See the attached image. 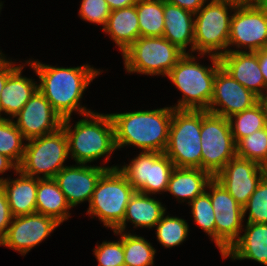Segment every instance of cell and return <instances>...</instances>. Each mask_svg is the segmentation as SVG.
<instances>
[{
	"label": "cell",
	"instance_id": "8992f818",
	"mask_svg": "<svg viewBox=\"0 0 267 266\" xmlns=\"http://www.w3.org/2000/svg\"><path fill=\"white\" fill-rule=\"evenodd\" d=\"M135 190L118 169H107L97 182L87 215L98 217L103 225L114 230L125 216L126 206Z\"/></svg>",
	"mask_w": 267,
	"mask_h": 266
},
{
	"label": "cell",
	"instance_id": "8d00e7d4",
	"mask_svg": "<svg viewBox=\"0 0 267 266\" xmlns=\"http://www.w3.org/2000/svg\"><path fill=\"white\" fill-rule=\"evenodd\" d=\"M111 10L106 0H82L79 17L84 21L102 25V29L107 23Z\"/></svg>",
	"mask_w": 267,
	"mask_h": 266
},
{
	"label": "cell",
	"instance_id": "f35d334b",
	"mask_svg": "<svg viewBox=\"0 0 267 266\" xmlns=\"http://www.w3.org/2000/svg\"><path fill=\"white\" fill-rule=\"evenodd\" d=\"M20 66L15 64V61L8 59H4L0 63V95L1 91L8 79V77Z\"/></svg>",
	"mask_w": 267,
	"mask_h": 266
},
{
	"label": "cell",
	"instance_id": "d590c367",
	"mask_svg": "<svg viewBox=\"0 0 267 266\" xmlns=\"http://www.w3.org/2000/svg\"><path fill=\"white\" fill-rule=\"evenodd\" d=\"M98 261L97 266H125L122 239L117 241H103L93 249Z\"/></svg>",
	"mask_w": 267,
	"mask_h": 266
},
{
	"label": "cell",
	"instance_id": "ab89813d",
	"mask_svg": "<svg viewBox=\"0 0 267 266\" xmlns=\"http://www.w3.org/2000/svg\"><path fill=\"white\" fill-rule=\"evenodd\" d=\"M167 3L177 5L182 9L197 13L208 0H163Z\"/></svg>",
	"mask_w": 267,
	"mask_h": 266
},
{
	"label": "cell",
	"instance_id": "7dc6e473",
	"mask_svg": "<svg viewBox=\"0 0 267 266\" xmlns=\"http://www.w3.org/2000/svg\"><path fill=\"white\" fill-rule=\"evenodd\" d=\"M1 51H2V50H0V63H1L5 58H7V57L5 56V54H3Z\"/></svg>",
	"mask_w": 267,
	"mask_h": 266
},
{
	"label": "cell",
	"instance_id": "44dd1931",
	"mask_svg": "<svg viewBox=\"0 0 267 266\" xmlns=\"http://www.w3.org/2000/svg\"><path fill=\"white\" fill-rule=\"evenodd\" d=\"M163 37L185 54L194 53V13L164 1Z\"/></svg>",
	"mask_w": 267,
	"mask_h": 266
},
{
	"label": "cell",
	"instance_id": "d6986e66",
	"mask_svg": "<svg viewBox=\"0 0 267 266\" xmlns=\"http://www.w3.org/2000/svg\"><path fill=\"white\" fill-rule=\"evenodd\" d=\"M221 67L258 98L265 96V81L256 52H227L220 58Z\"/></svg>",
	"mask_w": 267,
	"mask_h": 266
},
{
	"label": "cell",
	"instance_id": "e0dca14e",
	"mask_svg": "<svg viewBox=\"0 0 267 266\" xmlns=\"http://www.w3.org/2000/svg\"><path fill=\"white\" fill-rule=\"evenodd\" d=\"M118 166H95L76 163V165L65 166L54 177L60 190L71 208L78 204L91 201L93 192L101 175L107 169Z\"/></svg>",
	"mask_w": 267,
	"mask_h": 266
},
{
	"label": "cell",
	"instance_id": "7bdbcfd3",
	"mask_svg": "<svg viewBox=\"0 0 267 266\" xmlns=\"http://www.w3.org/2000/svg\"><path fill=\"white\" fill-rule=\"evenodd\" d=\"M106 2L111 11L136 4V0H106Z\"/></svg>",
	"mask_w": 267,
	"mask_h": 266
},
{
	"label": "cell",
	"instance_id": "d4e9b609",
	"mask_svg": "<svg viewBox=\"0 0 267 266\" xmlns=\"http://www.w3.org/2000/svg\"><path fill=\"white\" fill-rule=\"evenodd\" d=\"M213 176L200 168L175 167L170 176L167 190L180 202L189 204L202 195Z\"/></svg>",
	"mask_w": 267,
	"mask_h": 266
},
{
	"label": "cell",
	"instance_id": "d6a6232c",
	"mask_svg": "<svg viewBox=\"0 0 267 266\" xmlns=\"http://www.w3.org/2000/svg\"><path fill=\"white\" fill-rule=\"evenodd\" d=\"M237 157L257 162L267 168V128L242 138L237 144Z\"/></svg>",
	"mask_w": 267,
	"mask_h": 266
},
{
	"label": "cell",
	"instance_id": "f6af8a7d",
	"mask_svg": "<svg viewBox=\"0 0 267 266\" xmlns=\"http://www.w3.org/2000/svg\"><path fill=\"white\" fill-rule=\"evenodd\" d=\"M258 103L260 104L263 110L265 127L267 128V94L265 96L258 98Z\"/></svg>",
	"mask_w": 267,
	"mask_h": 266
},
{
	"label": "cell",
	"instance_id": "7c38bea8",
	"mask_svg": "<svg viewBox=\"0 0 267 266\" xmlns=\"http://www.w3.org/2000/svg\"><path fill=\"white\" fill-rule=\"evenodd\" d=\"M263 48H267V4L235 7L227 52H256Z\"/></svg>",
	"mask_w": 267,
	"mask_h": 266
},
{
	"label": "cell",
	"instance_id": "ffe728a7",
	"mask_svg": "<svg viewBox=\"0 0 267 266\" xmlns=\"http://www.w3.org/2000/svg\"><path fill=\"white\" fill-rule=\"evenodd\" d=\"M243 227V235L239 236L222 258L240 261L249 259L267 266V224L246 222Z\"/></svg>",
	"mask_w": 267,
	"mask_h": 266
},
{
	"label": "cell",
	"instance_id": "9c48e42d",
	"mask_svg": "<svg viewBox=\"0 0 267 266\" xmlns=\"http://www.w3.org/2000/svg\"><path fill=\"white\" fill-rule=\"evenodd\" d=\"M201 110H173L167 157L175 167L201 169Z\"/></svg>",
	"mask_w": 267,
	"mask_h": 266
},
{
	"label": "cell",
	"instance_id": "cb8c5ba5",
	"mask_svg": "<svg viewBox=\"0 0 267 266\" xmlns=\"http://www.w3.org/2000/svg\"><path fill=\"white\" fill-rule=\"evenodd\" d=\"M19 177L6 178L0 183L3 187L13 217L36 213V193L38 178L23 174L20 170L14 173Z\"/></svg>",
	"mask_w": 267,
	"mask_h": 266
},
{
	"label": "cell",
	"instance_id": "836d02e7",
	"mask_svg": "<svg viewBox=\"0 0 267 266\" xmlns=\"http://www.w3.org/2000/svg\"><path fill=\"white\" fill-rule=\"evenodd\" d=\"M188 205L191 206L194 223L203 229V231L210 236V240H214L216 245L215 214L210 200V195L207 191H205Z\"/></svg>",
	"mask_w": 267,
	"mask_h": 266
},
{
	"label": "cell",
	"instance_id": "f1b7e54d",
	"mask_svg": "<svg viewBox=\"0 0 267 266\" xmlns=\"http://www.w3.org/2000/svg\"><path fill=\"white\" fill-rule=\"evenodd\" d=\"M113 233L122 239L125 266H154L156 249L147 239L126 231Z\"/></svg>",
	"mask_w": 267,
	"mask_h": 266
},
{
	"label": "cell",
	"instance_id": "7a4b0ae2",
	"mask_svg": "<svg viewBox=\"0 0 267 266\" xmlns=\"http://www.w3.org/2000/svg\"><path fill=\"white\" fill-rule=\"evenodd\" d=\"M174 108L111 113L117 149L135 146L142 151L164 153Z\"/></svg>",
	"mask_w": 267,
	"mask_h": 266
},
{
	"label": "cell",
	"instance_id": "8fae6325",
	"mask_svg": "<svg viewBox=\"0 0 267 266\" xmlns=\"http://www.w3.org/2000/svg\"><path fill=\"white\" fill-rule=\"evenodd\" d=\"M117 168L135 191L156 195L166 192L175 166L165 153L142 151L129 164Z\"/></svg>",
	"mask_w": 267,
	"mask_h": 266
},
{
	"label": "cell",
	"instance_id": "74e56055",
	"mask_svg": "<svg viewBox=\"0 0 267 266\" xmlns=\"http://www.w3.org/2000/svg\"><path fill=\"white\" fill-rule=\"evenodd\" d=\"M12 219L13 215L6 198L5 191L0 185V241L6 236Z\"/></svg>",
	"mask_w": 267,
	"mask_h": 266
},
{
	"label": "cell",
	"instance_id": "c3c4849f",
	"mask_svg": "<svg viewBox=\"0 0 267 266\" xmlns=\"http://www.w3.org/2000/svg\"><path fill=\"white\" fill-rule=\"evenodd\" d=\"M2 6H3V4H2V2H0V12H1Z\"/></svg>",
	"mask_w": 267,
	"mask_h": 266
},
{
	"label": "cell",
	"instance_id": "5b68a950",
	"mask_svg": "<svg viewBox=\"0 0 267 266\" xmlns=\"http://www.w3.org/2000/svg\"><path fill=\"white\" fill-rule=\"evenodd\" d=\"M208 1L194 14V52H198L199 58L204 55L220 58L227 53L232 12L236 6Z\"/></svg>",
	"mask_w": 267,
	"mask_h": 266
},
{
	"label": "cell",
	"instance_id": "30bf717a",
	"mask_svg": "<svg viewBox=\"0 0 267 266\" xmlns=\"http://www.w3.org/2000/svg\"><path fill=\"white\" fill-rule=\"evenodd\" d=\"M201 169L213 177L237 156L228 118L201 110Z\"/></svg>",
	"mask_w": 267,
	"mask_h": 266
},
{
	"label": "cell",
	"instance_id": "2e32d148",
	"mask_svg": "<svg viewBox=\"0 0 267 266\" xmlns=\"http://www.w3.org/2000/svg\"><path fill=\"white\" fill-rule=\"evenodd\" d=\"M257 103L258 97L255 94L237 82L222 67L217 70L208 112L229 118Z\"/></svg>",
	"mask_w": 267,
	"mask_h": 266
},
{
	"label": "cell",
	"instance_id": "4fadbf2b",
	"mask_svg": "<svg viewBox=\"0 0 267 266\" xmlns=\"http://www.w3.org/2000/svg\"><path fill=\"white\" fill-rule=\"evenodd\" d=\"M206 189L215 214L216 246L222 256L241 235L243 207L214 177Z\"/></svg>",
	"mask_w": 267,
	"mask_h": 266
},
{
	"label": "cell",
	"instance_id": "1f68e13d",
	"mask_svg": "<svg viewBox=\"0 0 267 266\" xmlns=\"http://www.w3.org/2000/svg\"><path fill=\"white\" fill-rule=\"evenodd\" d=\"M232 136L237 144L242 138L265 128L263 110L259 103L252 108L236 113L228 118Z\"/></svg>",
	"mask_w": 267,
	"mask_h": 266
},
{
	"label": "cell",
	"instance_id": "9a60e30c",
	"mask_svg": "<svg viewBox=\"0 0 267 266\" xmlns=\"http://www.w3.org/2000/svg\"><path fill=\"white\" fill-rule=\"evenodd\" d=\"M266 174L267 168L257 162L236 156L214 178L241 207H244Z\"/></svg>",
	"mask_w": 267,
	"mask_h": 266
},
{
	"label": "cell",
	"instance_id": "4316f807",
	"mask_svg": "<svg viewBox=\"0 0 267 266\" xmlns=\"http://www.w3.org/2000/svg\"><path fill=\"white\" fill-rule=\"evenodd\" d=\"M69 210L71 207L54 178L38 179L36 213L52 217L61 224L71 217Z\"/></svg>",
	"mask_w": 267,
	"mask_h": 266
},
{
	"label": "cell",
	"instance_id": "484cf974",
	"mask_svg": "<svg viewBox=\"0 0 267 266\" xmlns=\"http://www.w3.org/2000/svg\"><path fill=\"white\" fill-rule=\"evenodd\" d=\"M102 31L109 35L121 54L126 51L140 37L136 5L112 10Z\"/></svg>",
	"mask_w": 267,
	"mask_h": 266
},
{
	"label": "cell",
	"instance_id": "7402d4cb",
	"mask_svg": "<svg viewBox=\"0 0 267 266\" xmlns=\"http://www.w3.org/2000/svg\"><path fill=\"white\" fill-rule=\"evenodd\" d=\"M23 68L22 64L8 77L1 91L0 118L13 119L38 90L37 81L22 76ZM2 113L9 117L2 116Z\"/></svg>",
	"mask_w": 267,
	"mask_h": 266
},
{
	"label": "cell",
	"instance_id": "6da1fadb",
	"mask_svg": "<svg viewBox=\"0 0 267 266\" xmlns=\"http://www.w3.org/2000/svg\"><path fill=\"white\" fill-rule=\"evenodd\" d=\"M39 78L38 90L50 102L53 109L64 119L73 112L83 116L91 109L80 103L83 93L93 80L103 72L89 64L77 67H57L41 63L38 60H27ZM81 104V105H80Z\"/></svg>",
	"mask_w": 267,
	"mask_h": 266
},
{
	"label": "cell",
	"instance_id": "b9f144b4",
	"mask_svg": "<svg viewBox=\"0 0 267 266\" xmlns=\"http://www.w3.org/2000/svg\"><path fill=\"white\" fill-rule=\"evenodd\" d=\"M259 66L265 81V95L267 94V48L257 51Z\"/></svg>",
	"mask_w": 267,
	"mask_h": 266
},
{
	"label": "cell",
	"instance_id": "5bb4252c",
	"mask_svg": "<svg viewBox=\"0 0 267 266\" xmlns=\"http://www.w3.org/2000/svg\"><path fill=\"white\" fill-rule=\"evenodd\" d=\"M60 226L54 218L43 214H30L13 217L6 236L0 246L13 249L25 256Z\"/></svg>",
	"mask_w": 267,
	"mask_h": 266
},
{
	"label": "cell",
	"instance_id": "e575fe53",
	"mask_svg": "<svg viewBox=\"0 0 267 266\" xmlns=\"http://www.w3.org/2000/svg\"><path fill=\"white\" fill-rule=\"evenodd\" d=\"M247 213L246 222L267 224V174L258 183L255 191L243 207V218Z\"/></svg>",
	"mask_w": 267,
	"mask_h": 266
},
{
	"label": "cell",
	"instance_id": "bcb514c9",
	"mask_svg": "<svg viewBox=\"0 0 267 266\" xmlns=\"http://www.w3.org/2000/svg\"><path fill=\"white\" fill-rule=\"evenodd\" d=\"M254 4H267V0H254Z\"/></svg>",
	"mask_w": 267,
	"mask_h": 266
},
{
	"label": "cell",
	"instance_id": "ee69618b",
	"mask_svg": "<svg viewBox=\"0 0 267 266\" xmlns=\"http://www.w3.org/2000/svg\"><path fill=\"white\" fill-rule=\"evenodd\" d=\"M211 1L228 3V4H232L236 7L249 6V5L254 4V0H211Z\"/></svg>",
	"mask_w": 267,
	"mask_h": 266
},
{
	"label": "cell",
	"instance_id": "f546056e",
	"mask_svg": "<svg viewBox=\"0 0 267 266\" xmlns=\"http://www.w3.org/2000/svg\"><path fill=\"white\" fill-rule=\"evenodd\" d=\"M25 140L14 119L0 118V153L8 156L18 166L24 157Z\"/></svg>",
	"mask_w": 267,
	"mask_h": 266
},
{
	"label": "cell",
	"instance_id": "ba28073f",
	"mask_svg": "<svg viewBox=\"0 0 267 266\" xmlns=\"http://www.w3.org/2000/svg\"><path fill=\"white\" fill-rule=\"evenodd\" d=\"M25 142L24 157L18 166L23 174L38 179H53L66 166L68 139L62 127Z\"/></svg>",
	"mask_w": 267,
	"mask_h": 266
},
{
	"label": "cell",
	"instance_id": "277c9868",
	"mask_svg": "<svg viewBox=\"0 0 267 266\" xmlns=\"http://www.w3.org/2000/svg\"><path fill=\"white\" fill-rule=\"evenodd\" d=\"M208 57L212 66L201 65L193 54H185L168 73L167 77L183 94L172 106L174 109L208 110L216 72L221 67L219 57Z\"/></svg>",
	"mask_w": 267,
	"mask_h": 266
},
{
	"label": "cell",
	"instance_id": "4dcf8cb0",
	"mask_svg": "<svg viewBox=\"0 0 267 266\" xmlns=\"http://www.w3.org/2000/svg\"><path fill=\"white\" fill-rule=\"evenodd\" d=\"M156 224L157 241L165 248H172L181 245L186 240L189 233V225L185 219L178 216L165 215Z\"/></svg>",
	"mask_w": 267,
	"mask_h": 266
},
{
	"label": "cell",
	"instance_id": "603a6c76",
	"mask_svg": "<svg viewBox=\"0 0 267 266\" xmlns=\"http://www.w3.org/2000/svg\"><path fill=\"white\" fill-rule=\"evenodd\" d=\"M162 202L156 200L151 195L135 191L126 206L123 221L113 230L125 232L127 223H132L134 228L152 229L161 220L166 212Z\"/></svg>",
	"mask_w": 267,
	"mask_h": 266
},
{
	"label": "cell",
	"instance_id": "ac0fdd59",
	"mask_svg": "<svg viewBox=\"0 0 267 266\" xmlns=\"http://www.w3.org/2000/svg\"><path fill=\"white\" fill-rule=\"evenodd\" d=\"M13 119L26 140L57 131L63 120L39 90Z\"/></svg>",
	"mask_w": 267,
	"mask_h": 266
},
{
	"label": "cell",
	"instance_id": "3957f363",
	"mask_svg": "<svg viewBox=\"0 0 267 266\" xmlns=\"http://www.w3.org/2000/svg\"><path fill=\"white\" fill-rule=\"evenodd\" d=\"M82 117L74 124V129L71 117L62 120L61 127L68 139L70 158L80 164L91 163L99 158H104V163L108 162L117 150L111 115L93 111Z\"/></svg>",
	"mask_w": 267,
	"mask_h": 266
},
{
	"label": "cell",
	"instance_id": "60d3db41",
	"mask_svg": "<svg viewBox=\"0 0 267 266\" xmlns=\"http://www.w3.org/2000/svg\"><path fill=\"white\" fill-rule=\"evenodd\" d=\"M13 169L14 172L18 171V165L10 159L8 156L3 155L0 153V174L3 175V173L8 170L11 171ZM4 177H0V183L4 180Z\"/></svg>",
	"mask_w": 267,
	"mask_h": 266
},
{
	"label": "cell",
	"instance_id": "52a82bcc",
	"mask_svg": "<svg viewBox=\"0 0 267 266\" xmlns=\"http://www.w3.org/2000/svg\"><path fill=\"white\" fill-rule=\"evenodd\" d=\"M184 55L163 36L139 37L122 53L126 72L162 77H167Z\"/></svg>",
	"mask_w": 267,
	"mask_h": 266
},
{
	"label": "cell",
	"instance_id": "83f0119b",
	"mask_svg": "<svg viewBox=\"0 0 267 266\" xmlns=\"http://www.w3.org/2000/svg\"><path fill=\"white\" fill-rule=\"evenodd\" d=\"M140 37H162L164 32V1L137 0Z\"/></svg>",
	"mask_w": 267,
	"mask_h": 266
}]
</instances>
